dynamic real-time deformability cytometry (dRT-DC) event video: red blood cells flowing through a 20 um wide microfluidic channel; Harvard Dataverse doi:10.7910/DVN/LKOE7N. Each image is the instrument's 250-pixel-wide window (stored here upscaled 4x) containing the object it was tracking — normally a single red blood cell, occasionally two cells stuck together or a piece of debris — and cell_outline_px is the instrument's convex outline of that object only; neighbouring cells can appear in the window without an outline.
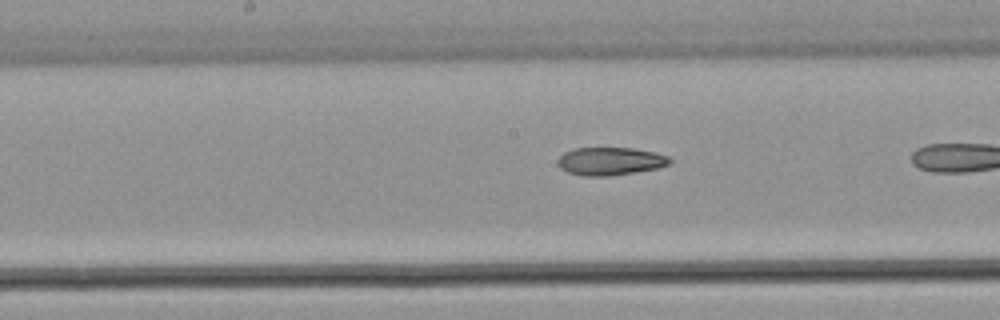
{"species": "common noctule bat (a hibernating species)", "species_latin": "Nyctalus noctula", "temperature_condition": "warm", "stored_images_in_passage": 33, "camera_frame_rate_fps": 3000, "um_per_image_px": 0.085, "animal": {"sex": "male", "body_mass_g": 21.5, "forearm_length_mm": 52.0}, "frame": {"image": 1, "passage_image": 31, "time_ms": 10.0, "image_size_px": [1000, 320], "cell_outline_px": [[672, 160], [668, 164], [660, 168], [636, 172], [608, 176], [584, 176], [568, 172], [560, 168], [556, 164], [556, 160], [564, 152], [572, 148], [632, 148], [656, 152], [668, 156]], "centroid_in_image_um": [51.85, 13.7], "position_along_channel_um": 196.3, "area_um2": 18.44}}